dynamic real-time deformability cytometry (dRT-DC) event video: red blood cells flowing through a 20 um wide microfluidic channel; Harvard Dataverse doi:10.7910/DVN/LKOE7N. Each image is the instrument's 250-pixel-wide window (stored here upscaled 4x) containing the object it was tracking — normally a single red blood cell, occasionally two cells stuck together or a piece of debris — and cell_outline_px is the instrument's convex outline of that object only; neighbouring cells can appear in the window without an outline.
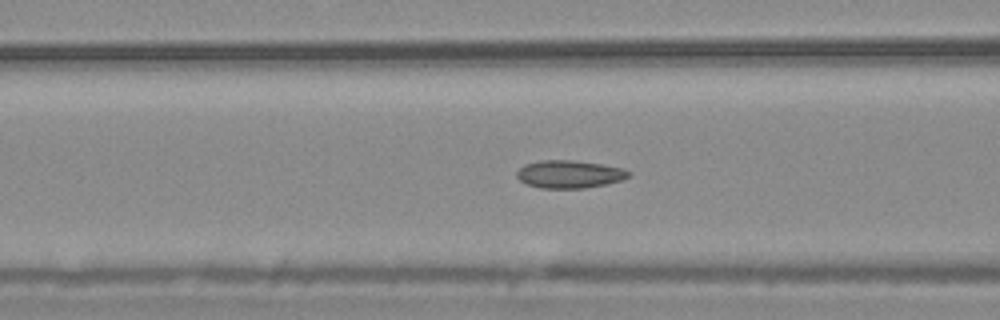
{"species": "common noctule bat (a hibernating species)", "species_latin": "Nyctalus noctula", "temperature_condition": "warm", "stored_images_in_passage": 31, "camera_frame_rate_fps": 3000, "um_per_image_px": 0.085, "animal": {"sex": "male", "body_mass_g": 20.4}, "frame": {"image": 1, "passage_image": 11, "time_ms": 3.333, "image_size_px": [1000, 320], "cell_outline_px": [[632, 176], [608, 184], [584, 188], [540, 188], [528, 184], [520, 180], [516, 176], [516, 172], [524, 164], [540, 160], [572, 160], [600, 164], [624, 168], [632, 172]], "centroid_in_image_um": [48.43, 14.8], "position_along_channel_um": 118.2, "area_um2": 18.21}}
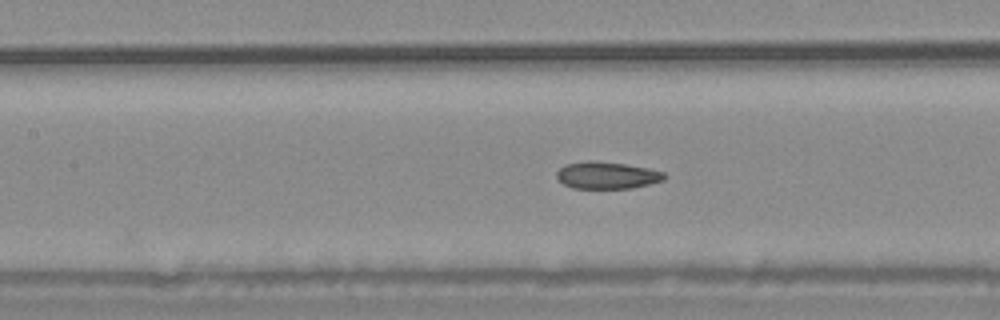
{"frame": {"image": 2, "passage_image": 14, "time_ms": 4.333, "image_size_px": [1000, 320], "cell_outline_px": [[668, 176], [664, 180], [632, 188], [572, 188], [564, 184], [556, 176], [556, 172], [564, 164], [588, 160], [592, 160], [624, 164], [648, 168], [664, 172]], "centroid_in_image_um": [51.59, 14.89], "position_along_channel_um": 155.8, "area_um2": 16.99}}
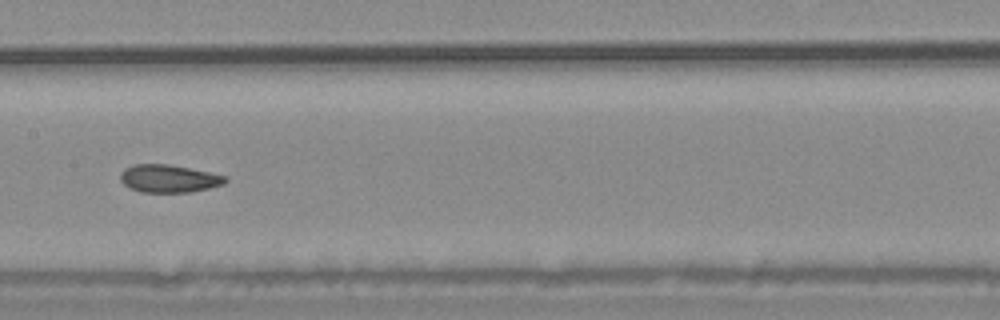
{"frame": {"image": 3, "passage_image": 17, "time_ms": 5.333, "image_size_px": [1000, 320], "cell_outline_px": [[228, 180], [224, 184], [192, 192], [140, 192], [128, 188], [120, 180], [120, 172], [124, 168], [132, 164], [168, 164], [212, 172], [228, 176]], "centroid_in_image_um": [14.35, 15.17], "position_along_channel_um": 193.1, "area_um2": 17.28}}